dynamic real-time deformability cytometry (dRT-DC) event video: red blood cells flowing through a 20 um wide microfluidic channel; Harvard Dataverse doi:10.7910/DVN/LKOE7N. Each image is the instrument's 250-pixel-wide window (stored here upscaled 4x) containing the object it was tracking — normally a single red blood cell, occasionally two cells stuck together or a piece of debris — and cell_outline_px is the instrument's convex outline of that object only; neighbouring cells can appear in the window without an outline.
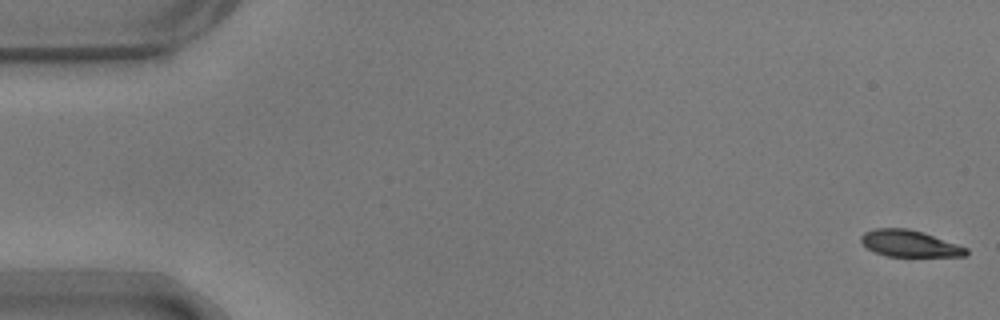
{"species": "common noctule bat (a hibernating species)", "species_latin": "Nyctalus noctula", "temperature_condition": "warm", "stored_images_in_passage": 55, "camera_frame_rate_fps": 3000, "um_per_image_px": 0.085, "animal": {"sex": "male", "body_mass_g": 17.9}, "frame": {"image": 1, "passage_image": 1, "time_ms": 0.0, "image_size_px": [1000, 320], "cell_outline_px": [[968, 252], [964, 256], [888, 256], [876, 252], [868, 248], [860, 240], [860, 236], [864, 232], [876, 228], [908, 228], [924, 232], [968, 248]], "centroid_in_image_um": [77.31, 20.69], "position_along_channel_um": 7.7, "area_um2": 16.18}}
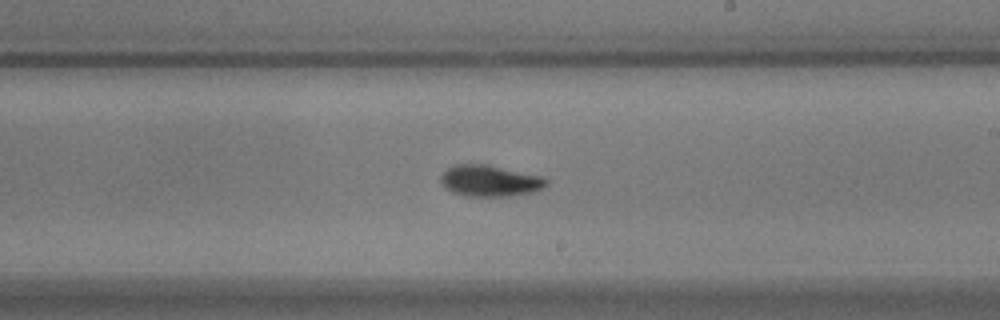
{"frame": {"image": 2, "passage_image": 32, "time_ms": 10.333, "image_size_px": [1000, 320], "cell_outline_px": [[548, 184], [540, 188], [528, 192], [508, 196], [464, 196], [452, 192], [444, 188], [440, 184], [440, 176], [448, 168], [456, 164], [484, 164], [544, 176], [548, 180]], "centroid_in_image_um": [41.59, 15.36], "position_along_channel_um": 247.4, "area_um2": 19.19}}
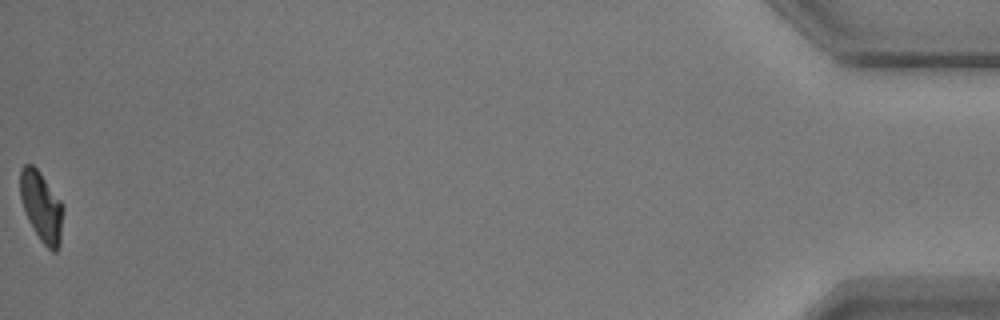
{"frame": {"image": 3, "passage_image": 55, "time_ms": 18.0, "image_size_px": [1000, 320], "cell_outline_px": [[64, 208], [60, 244], [56, 252], [52, 252], [40, 240], [28, 220], [20, 196], [20, 168], [24, 164], [32, 164], [40, 172], [60, 200]], "centroid_in_image_um": [3.53, 17.57], "position_along_channel_um": 431.7, "area_um2": 17.51}, "authors_computed_cell_mechanics": {"area_um2": 18.3804, "velocity_mm_per_s": 3.6848, "shape_relaxation_time_tau1_ms": 2.9389, "shape_relaxation_time_tau2_ms": 2.0259, "deformation_change_tau1": 0.1599, "deformation_change_tau2": 0.0595}}